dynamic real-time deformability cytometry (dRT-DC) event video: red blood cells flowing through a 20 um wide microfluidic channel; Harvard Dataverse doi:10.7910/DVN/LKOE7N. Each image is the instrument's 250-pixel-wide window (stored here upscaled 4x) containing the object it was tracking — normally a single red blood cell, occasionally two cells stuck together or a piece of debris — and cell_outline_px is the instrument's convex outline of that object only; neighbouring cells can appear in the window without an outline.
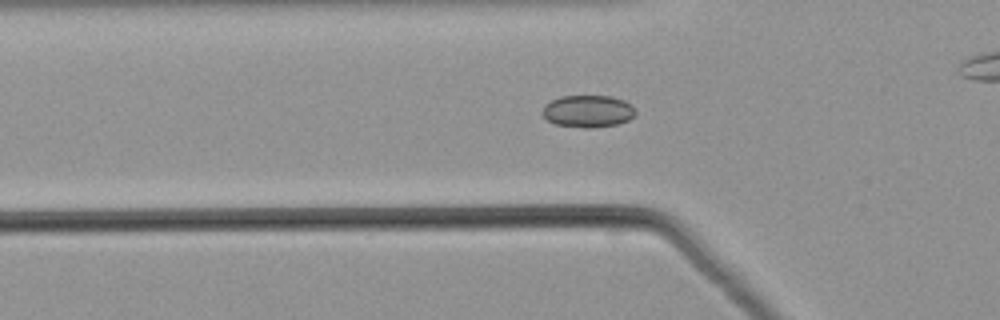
{"species": "common noctule bat (a hibernating species)", "species_latin": "Nyctalus noctula", "temperature_condition": "warm", "stored_images_in_passage": 46, "camera_frame_rate_fps": 3000, "um_per_image_px": 0.085, "animal": {"sex": "male", "body_mass_g": 21.5, "forearm_length_mm": 52.0}, "frame": {"image": 1, "passage_image": 11, "time_ms": 3.333, "image_size_px": [1000, 320], "cell_outline_px": [[636, 112], [628, 120], [616, 124], [592, 128], [580, 128], [556, 124], [548, 120], [540, 112], [544, 104], [560, 96], [612, 96], [624, 100], [632, 104], [636, 108]], "centroid_in_image_um": [49.97, 9.45], "position_along_channel_um": 75.8, "area_um2": 17.63}}
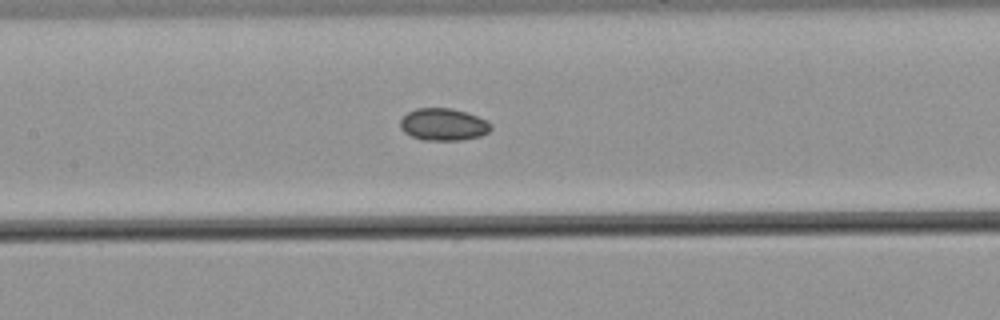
{"frame": {"image": 2, "passage_image": 18, "time_ms": 5.667, "image_size_px": [1000, 320], "cell_outline_px": [[492, 128], [488, 132], [480, 136], [460, 140], [424, 140], [412, 136], [404, 132], [400, 128], [400, 120], [408, 112], [416, 108], [452, 108], [476, 116], [492, 124]], "centroid_in_image_um": [37.67, 10.58], "position_along_channel_um": 169.7, "area_um2": 16.88}}
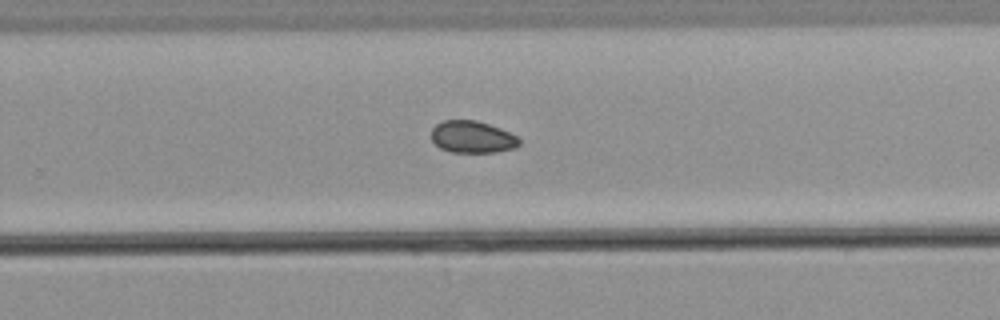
{"frame": {"image": 3, "passage_image": 27, "time_ms": 8.667, "image_size_px": [1000, 320], "cell_outline_px": [[520, 144], [516, 148], [496, 152], [452, 152], [440, 148], [432, 140], [432, 128], [436, 124], [444, 120], [476, 120], [500, 128], [516, 136], [520, 140]], "centroid_in_image_um": [40.15, 11.64], "position_along_channel_um": 289.6, "area_um2": 16.36}}